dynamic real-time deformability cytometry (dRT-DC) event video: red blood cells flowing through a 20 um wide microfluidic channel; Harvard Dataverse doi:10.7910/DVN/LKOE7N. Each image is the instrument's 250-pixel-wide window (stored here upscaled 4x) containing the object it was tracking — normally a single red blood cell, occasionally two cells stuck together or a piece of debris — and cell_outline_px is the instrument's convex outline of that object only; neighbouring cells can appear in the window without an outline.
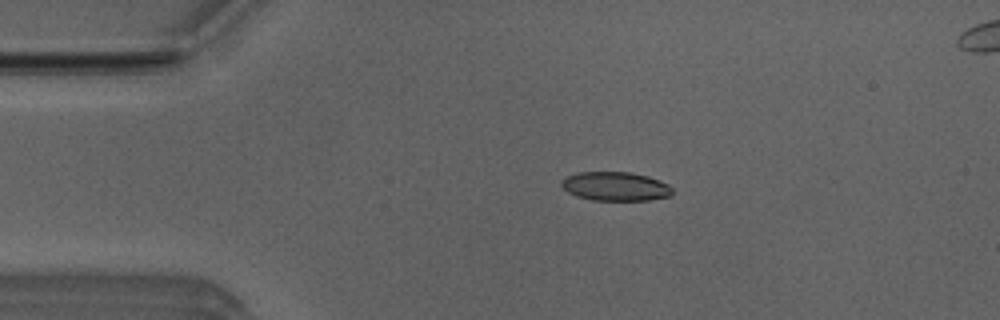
{"species": "Egyptian fruit bat (a non-hibernating species)", "species_latin": "Rousettus aegyptiacus", "temperature_condition": "room temperature", "stored_images_in_passage": 3, "camera_frame_rate_fps": 3000, "um_per_image_px": 0.085, "animal": {"sex": "male"}, "frame": {"image": 1, "passage_image": 2, "time_ms": 0.333, "image_size_px": [1000, 320], "cell_outline_px": [[672, 196], [648, 200], [592, 200], [576, 196], [568, 192], [560, 184], [568, 176], [576, 172], [632, 172], [648, 176], [668, 184], [672, 188]], "centroid_in_image_um": [52.33, 15.84], "position_along_channel_um": 32.7, "area_um2": 18.67}}